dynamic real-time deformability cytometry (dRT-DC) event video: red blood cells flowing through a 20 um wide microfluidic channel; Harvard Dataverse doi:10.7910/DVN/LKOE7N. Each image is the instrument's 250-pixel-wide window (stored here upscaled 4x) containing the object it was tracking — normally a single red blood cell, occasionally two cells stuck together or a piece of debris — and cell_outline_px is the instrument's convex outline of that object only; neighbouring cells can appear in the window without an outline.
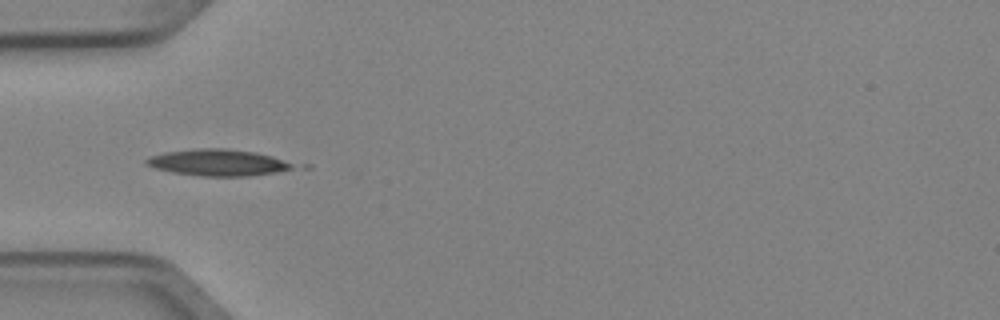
{"species": "Egyptian fruit bat (a non-hibernating species)", "species_latin": "Rousettus aegyptiacus", "temperature_condition": "cold", "stored_images_in_passage": 5, "camera_frame_rate_fps": 3000, "um_per_image_px": 0.085, "animal": {"sex": "female"}, "frame": {"image": 1, "passage_image": 5, "time_ms": 1.333, "image_size_px": [1000, 320], "cell_outline_px": [[292, 168], [276, 172], [248, 176], [200, 176], [172, 172], [156, 168], [144, 164], [144, 160], [148, 156], [164, 152], [196, 148], [224, 148], [256, 152], [272, 156], [292, 164]], "centroid_in_image_um": [18.43, 13.81], "position_along_channel_um": 66.6, "area_um2": 22.54}}